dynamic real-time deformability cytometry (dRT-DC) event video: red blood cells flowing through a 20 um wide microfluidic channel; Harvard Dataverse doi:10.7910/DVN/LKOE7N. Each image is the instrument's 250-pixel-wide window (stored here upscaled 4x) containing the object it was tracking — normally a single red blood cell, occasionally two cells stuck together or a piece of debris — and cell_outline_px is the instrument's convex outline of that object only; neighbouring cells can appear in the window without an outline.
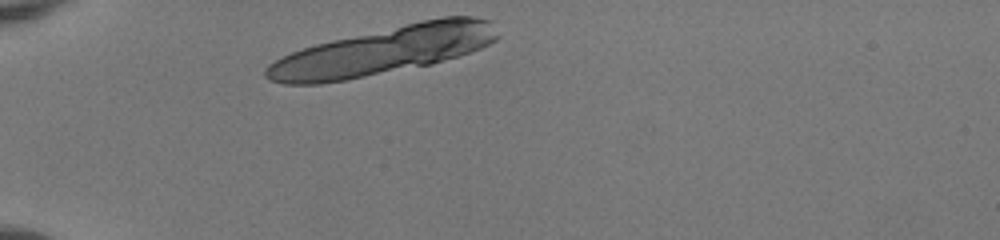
{"species": "human", "species_latin": "Homo sapiens", "temperature_condition": "room temperature", "stored_images_in_passage": 7, "camera_frame_rate_fps": 3000, "um_per_image_px": 0.085, "donor": {"sex": "female"}, "frame": {"image": 1, "passage_image": 1, "time_ms": 0.0, "image_size_px": [1000, 240], "cell_outline_px": [[500, 36], [496, 40], [480, 48], [432, 64], [348, 80], [320, 84], [284, 84], [268, 80], [264, 76], [264, 68], [268, 64], [292, 52], [316, 44], [332, 40], [424, 20], [444, 16], [472, 16], [488, 20]], "centroid_in_image_um": [32.55, 4.33], "position_along_channel_um": 52.5, "area_um2": 64.04}}